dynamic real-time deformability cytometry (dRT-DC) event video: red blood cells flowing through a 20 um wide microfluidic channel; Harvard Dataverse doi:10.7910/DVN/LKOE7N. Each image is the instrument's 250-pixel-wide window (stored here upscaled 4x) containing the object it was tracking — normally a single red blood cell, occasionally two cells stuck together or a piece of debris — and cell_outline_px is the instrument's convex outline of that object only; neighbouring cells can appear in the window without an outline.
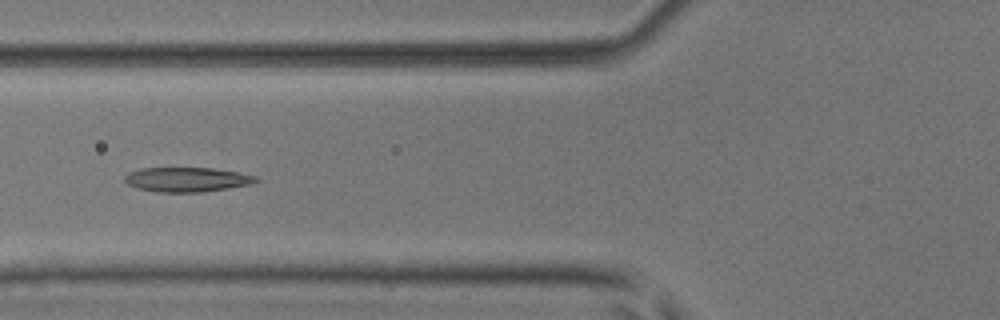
{"species": "common noctule bat (a hibernating species)", "species_latin": "Nyctalus noctula", "temperature_condition": "room temperature", "stored_images_in_passage": 3, "camera_frame_rate_fps": 3000, "um_per_image_px": 0.085, "animal": {"sex": "male", "body_mass_g": 17.9, "forearm_length_mm": 54.2}, "frame": {"image": 1, "passage_image": 2, "time_ms": 0.333, "image_size_px": [1000, 320], "cell_outline_px": [[260, 180], [252, 184], [228, 188], [200, 192], [156, 192], [136, 188], [128, 184], [124, 180], [124, 176], [128, 172], [140, 168], [212, 168], [236, 172], [256, 176]], "centroid_in_image_um": [15.86, 15.26], "position_along_channel_um": 109.9, "area_um2": 18.79}}
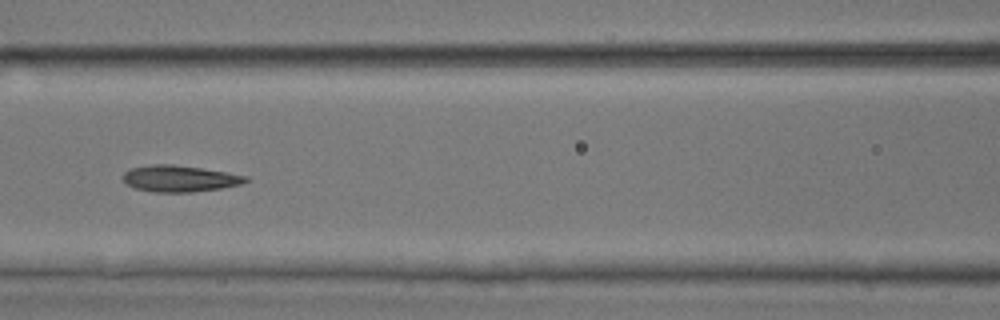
{"frame": {"image": 2, "passage_image": 3, "time_ms": 0.667, "image_size_px": [1000, 320], "cell_outline_px": [[248, 180], [240, 184], [220, 188], [192, 192], [152, 192], [136, 188], [124, 184], [124, 172], [132, 168], [152, 164], [172, 164], [228, 172], [248, 176]], "centroid_in_image_um": [15.25, 15.18], "position_along_channel_um": 151.3, "area_um2": 18.79}}